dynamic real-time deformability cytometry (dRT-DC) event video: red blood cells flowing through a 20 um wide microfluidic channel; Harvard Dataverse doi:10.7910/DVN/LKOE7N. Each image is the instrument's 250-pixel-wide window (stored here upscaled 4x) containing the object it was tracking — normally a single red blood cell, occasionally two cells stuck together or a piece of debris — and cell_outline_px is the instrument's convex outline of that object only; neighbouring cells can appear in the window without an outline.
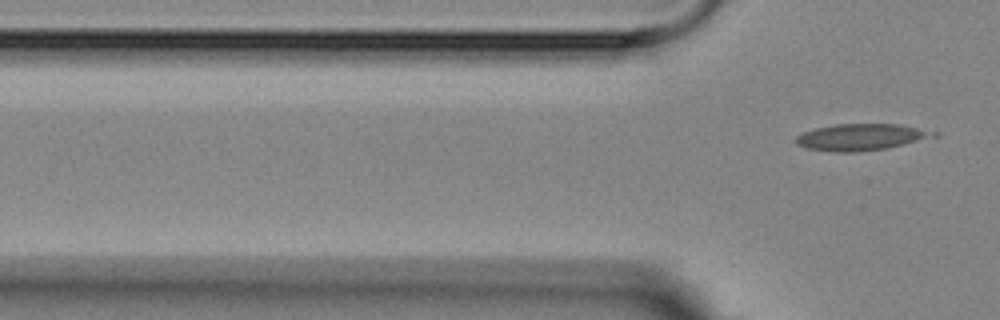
{"species": "Egyptian fruit bat (a non-hibernating species)", "species_latin": "Rousettus aegyptiacus", "temperature_condition": "room temperature", "stored_images_in_passage": 5, "camera_frame_rate_fps": 3000, "um_per_image_px": 0.085, "animal": {"sex": "female"}, "frame": {"image": 1, "passage_image": 5, "time_ms": 5.333, "image_size_px": [1000, 320], "cell_outline_px": [[924, 136], [916, 140], [904, 144], [884, 148], [852, 152], [836, 152], [808, 148], [796, 144], [796, 136], [804, 132], [816, 128], [836, 124], [900, 124], [916, 128], [924, 132]], "centroid_in_image_um": [72.92, 11.65], "position_along_channel_um": 52.9, "area_um2": 20.0}}